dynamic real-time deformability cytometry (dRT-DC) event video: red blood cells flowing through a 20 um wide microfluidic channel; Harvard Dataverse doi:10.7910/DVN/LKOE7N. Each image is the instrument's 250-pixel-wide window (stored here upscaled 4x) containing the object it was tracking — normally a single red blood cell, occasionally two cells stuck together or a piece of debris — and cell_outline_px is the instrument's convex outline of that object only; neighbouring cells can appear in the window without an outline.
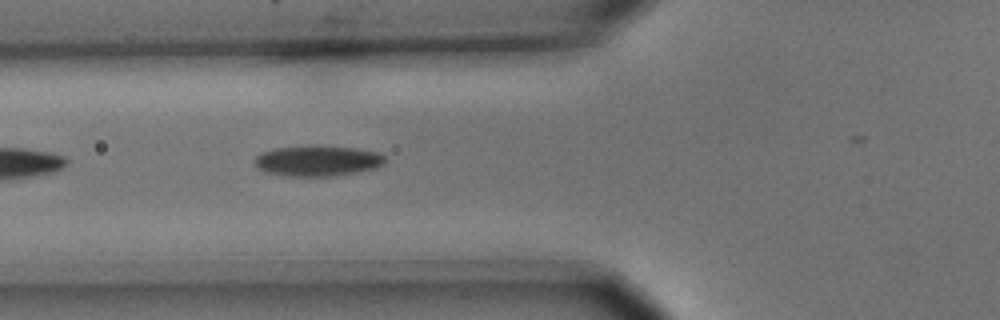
{"species": "common noctule bat (a hibernating species)", "species_latin": "Nyctalus noctula", "temperature_condition": "cold", "stored_images_in_passage": 6, "camera_frame_rate_fps": 3000, "um_per_image_px": 0.085, "animal": {"sex": "male", "body_mass_g": 15.6}, "frame": {"image": 1, "passage_image": 6, "time_ms": 1.667, "image_size_px": [1000, 320], "cell_outline_px": [[384, 164], [376, 168], [356, 172], [332, 176], [284, 176], [264, 172], [256, 168], [252, 160], [260, 152], [276, 148], [320, 144], [360, 148], [380, 152], [384, 156]], "centroid_in_image_um": [26.97, 13.65], "position_along_channel_um": 98.8, "area_um2": 23.99}}